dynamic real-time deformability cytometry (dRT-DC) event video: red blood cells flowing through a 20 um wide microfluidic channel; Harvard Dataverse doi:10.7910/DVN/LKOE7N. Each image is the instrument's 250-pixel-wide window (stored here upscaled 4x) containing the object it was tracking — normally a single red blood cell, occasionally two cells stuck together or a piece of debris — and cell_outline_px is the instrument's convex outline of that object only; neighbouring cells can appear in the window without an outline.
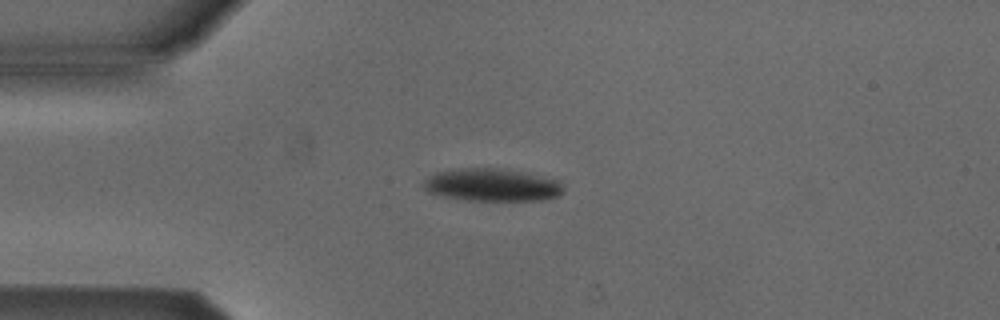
{"species": "Egyptian fruit bat (a non-hibernating species)", "species_latin": "Rousettus aegyptiacus", "temperature_condition": "cold", "stored_images_in_passage": 52, "camera_frame_rate_fps": 3000, "um_per_image_px": 0.085, "animal": {"sex": "male"}, "frame": {"image": 1, "passage_image": 12, "time_ms": 3.667, "image_size_px": [1000, 320], "cell_outline_px": [[564, 192], [560, 196], [544, 200], [468, 200], [444, 196], [428, 192], [424, 188], [424, 180], [436, 172], [460, 168], [496, 168], [524, 172], [560, 180], [564, 184]], "centroid_in_image_um": [41.89, 15.72], "position_along_channel_um": 43.1, "area_um2": 26.7}}
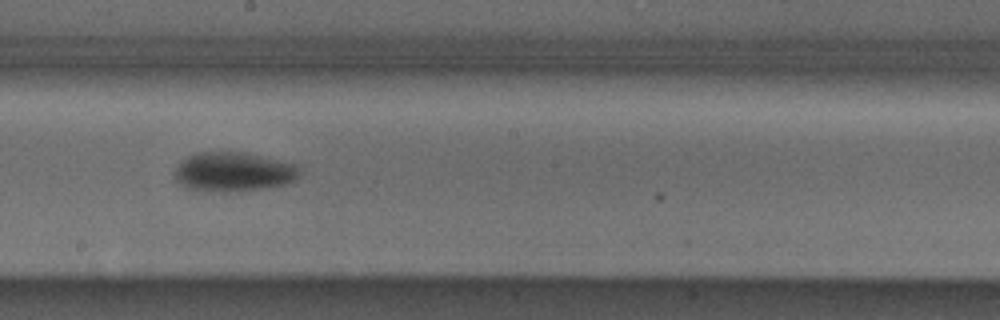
{"frame": {"image": 2, "passage_image": 28, "time_ms": 9.0, "image_size_px": [1000, 320], "cell_outline_px": [[300, 176], [296, 180], [288, 184], [268, 188], [232, 192], [220, 192], [188, 188], [176, 184], [172, 176], [172, 172], [188, 156], [196, 152], [244, 152], [296, 164], [300, 168]], "centroid_in_image_um": [19.84, 14.62], "position_along_channel_um": 228.4, "area_um2": 29.13}}
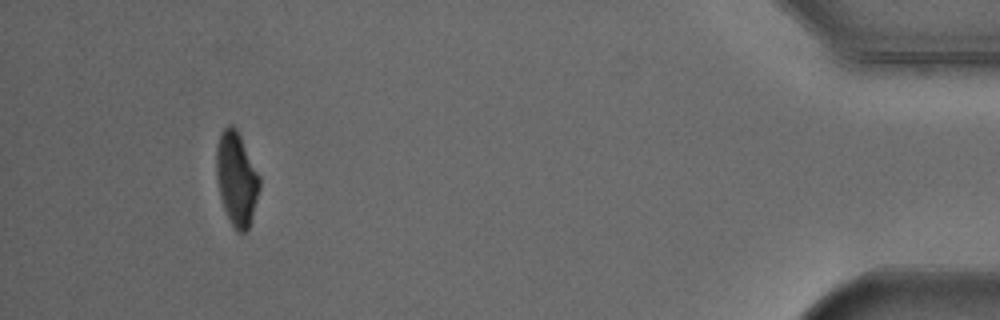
{"frame": {"image": 3, "passage_image": 48, "time_ms": 15.667, "image_size_px": [1000, 320], "cell_outline_px": [[260, 188], [248, 228], [244, 232], [236, 232], [224, 208], [220, 196], [216, 176], [216, 144], [220, 132], [228, 124], [232, 124], [236, 128], [260, 176]], "centroid_in_image_um": [20.09, 15.15], "position_along_channel_um": 415.1, "area_um2": 23.41}, "authors_computed_cell_mechanics": {"area_um2": 25.6921, "velocity_mm_per_s": 3.8689, "shape_relaxation_time_tau1_ms": 2.6614, "shape_relaxation_time_tau2_ms": null, "deformation_change_tau1": 0.1231, "deformation_change_tau2": null}}